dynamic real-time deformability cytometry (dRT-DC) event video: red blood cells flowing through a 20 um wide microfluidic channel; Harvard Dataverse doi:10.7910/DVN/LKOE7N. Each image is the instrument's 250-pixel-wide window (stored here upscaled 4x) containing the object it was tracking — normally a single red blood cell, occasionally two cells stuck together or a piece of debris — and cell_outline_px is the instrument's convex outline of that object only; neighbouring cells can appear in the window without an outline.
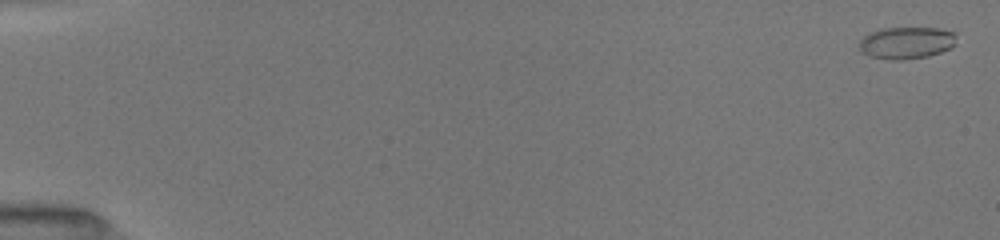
{"species": "common noctule bat (a hibernating species)", "species_latin": "Nyctalus noctula", "temperature_condition": "room temperature", "stored_images_in_passage": 38, "camera_frame_rate_fps": 3000, "um_per_image_px": 0.085, "animal": {"sex": "female", "body_mass_g": 19.5, "forearm_length_mm": 54.1}, "frame": {"image": 1, "passage_image": 1, "time_ms": 0.0, "image_size_px": [1000, 240], "cell_outline_px": [[956, 44], [952, 48], [928, 56], [904, 60], [888, 60], [868, 56], [856, 44], [868, 32], [880, 28], [936, 28], [956, 32]], "centroid_in_image_um": [77.04, 3.64], "position_along_channel_um": 8.0, "area_um2": 18.5}}
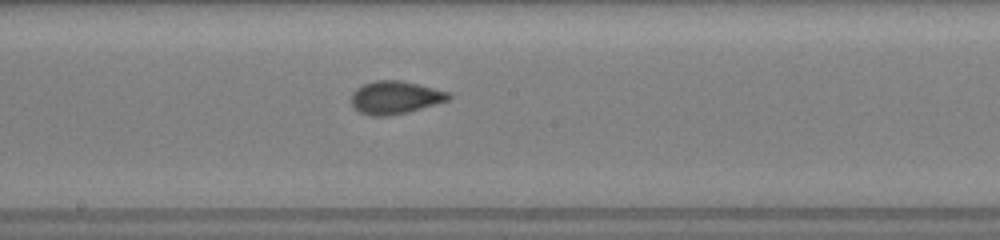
{"frame": {"image": 2, "passage_image": 22, "time_ms": 9.333, "image_size_px": [1000, 240], "cell_outline_px": [[452, 96], [448, 100], [408, 112], [388, 116], [372, 116], [360, 112], [352, 108], [352, 92], [356, 88], [364, 84], [376, 80], [400, 80], [448, 92]], "centroid_in_image_um": [33.54, 8.29], "position_along_channel_um": 214.7, "area_um2": 18.5}}
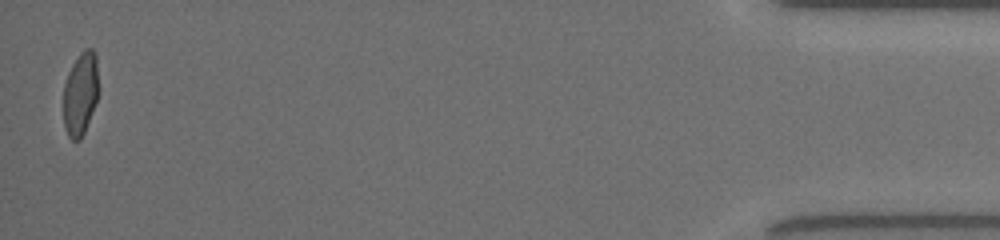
{"frame": {"image": 3, "passage_image": 38, "time_ms": 16.667, "image_size_px": [1000, 240], "cell_outline_px": [[100, 88], [96, 100], [84, 132], [80, 140], [72, 140], [68, 136], [64, 128], [64, 84], [68, 72], [72, 64], [80, 52], [84, 48], [92, 48], [96, 52]], "centroid_in_image_um": [6.86, 7.9], "position_along_channel_um": 428.3, "area_um2": 17.34}, "authors_computed_cell_mechanics": {"area_um2": 17.8891, "velocity_mm_per_s": 4.0416, "shape_relaxation_time_tau1_ms": 5.4987, "shape_relaxation_time_tau2_ms": 0.6423, "deformation_change_tau1": 0.1528, "deformation_change_tau2": 0.0543}}